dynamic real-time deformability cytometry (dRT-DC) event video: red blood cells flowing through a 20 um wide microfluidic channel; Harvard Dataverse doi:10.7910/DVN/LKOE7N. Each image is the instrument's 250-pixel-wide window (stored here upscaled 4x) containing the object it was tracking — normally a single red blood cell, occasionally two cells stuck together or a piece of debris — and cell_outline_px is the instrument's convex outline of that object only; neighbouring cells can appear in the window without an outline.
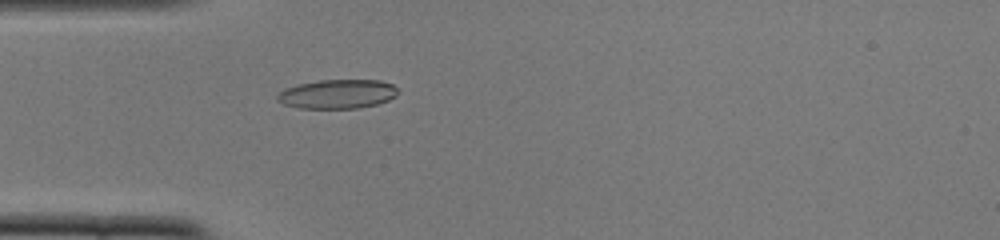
{"species": "common noctule bat (a hibernating species)", "species_latin": "Nyctalus noctula", "temperature_condition": "cold", "stored_images_in_passage": 44, "camera_frame_rate_fps": 3000, "um_per_image_px": 0.085, "animal": {"sex": "female", "body_mass_g": 22.0, "forearm_length_mm": 56.7}, "frame": {"image": 1, "passage_image": 8, "time_ms": 2.333, "image_size_px": [1000, 240], "cell_outline_px": [[400, 92], [396, 96], [388, 100], [376, 104], [360, 108], [296, 108], [284, 104], [276, 100], [276, 96], [284, 88], [296, 84], [320, 80], [380, 80], [392, 84]], "centroid_in_image_um": [28.67, 7.99], "position_along_channel_um": 56.3, "area_um2": 20.63}}
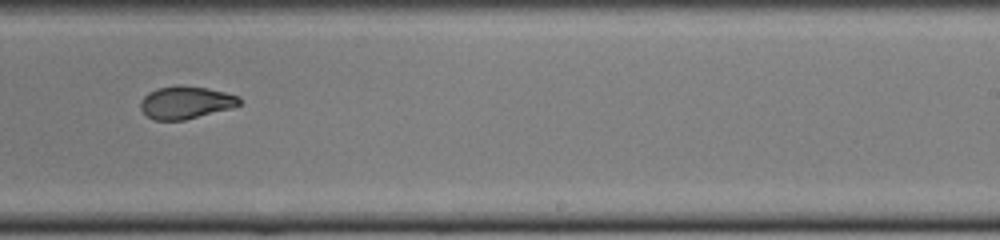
{"frame": {"image": 2, "passage_image": 25, "time_ms": 8.0, "image_size_px": [1000, 240], "cell_outline_px": [[240, 104], [232, 108], [184, 120], [156, 120], [148, 116], [140, 108], [140, 100], [148, 92], [156, 88], [180, 84], [208, 88], [240, 96]], "centroid_in_image_um": [15.78, 8.69], "position_along_channel_um": 273.2, "area_um2": 18.9}}
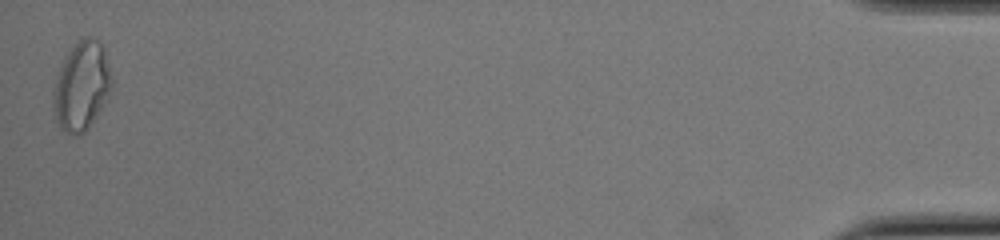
{"frame": {"image": 3, "passage_image": 44, "time_ms": 14.333, "image_size_px": [1000, 240], "cell_outline_px": [[112, 88], [96, 116], [88, 128], [84, 132], [68, 132], [60, 128], [56, 120], [52, 108], [52, 88], [56, 76], [64, 56], [84, 36], [92, 36], [104, 44], [112, 80]], "centroid_in_image_um": [6.92, 7.25], "position_along_channel_um": 428.3, "area_um2": 30.29}, "authors_computed_cell_mechanics": {"area_um2": 19.9699, "velocity_mm_per_s": 3.8957, "shape_relaxation_time_tau1_ms": null, "shape_relaxation_time_tau2_ms": 1.9974, "deformation_change_tau1": null, "deformation_change_tau2": 0.0676}}